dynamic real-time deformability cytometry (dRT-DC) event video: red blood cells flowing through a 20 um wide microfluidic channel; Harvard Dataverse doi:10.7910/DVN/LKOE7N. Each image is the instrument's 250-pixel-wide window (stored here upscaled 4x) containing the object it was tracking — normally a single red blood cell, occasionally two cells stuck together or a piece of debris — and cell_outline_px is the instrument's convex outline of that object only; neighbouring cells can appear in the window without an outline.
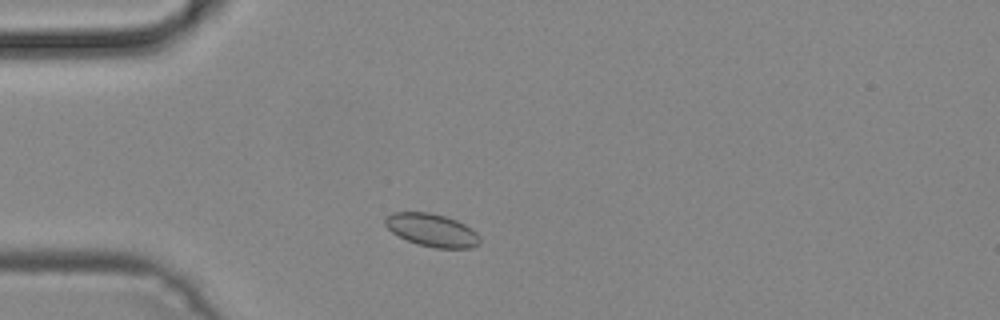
{"species": "common noctule bat (a hibernating species)", "species_latin": "Nyctalus noctula", "temperature_condition": "cold", "stored_images_in_passage": 42, "camera_frame_rate_fps": 3000, "um_per_image_px": 0.085, "animal": {"sex": "male", "body_mass_g": 19.2, "forearm_length_mm": 51.8}, "frame": {"image": 1, "passage_image": 6, "time_ms": 1.667, "image_size_px": [1000, 320], "cell_outline_px": [[480, 244], [472, 248], [436, 248], [420, 244], [408, 240], [392, 232], [384, 224], [384, 216], [392, 212], [428, 212], [444, 216], [456, 220], [472, 228], [480, 236]], "centroid_in_image_um": [36.72, 19.55], "position_along_channel_um": 48.3, "area_um2": 18.15}}
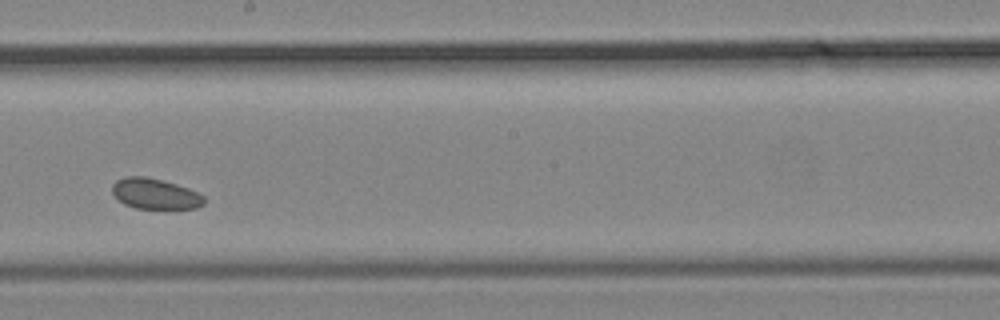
{"frame": {"image": 2, "passage_image": 21, "time_ms": 6.667, "image_size_px": [1000, 320], "cell_outline_px": [[204, 204], [196, 208], [136, 208], [124, 204], [112, 192], [112, 184], [116, 180], [128, 176], [144, 176], [176, 184], [188, 188], [204, 196]], "centroid_in_image_um": [13.17, 16.47], "position_along_channel_um": 235.0, "area_um2": 16.13}}
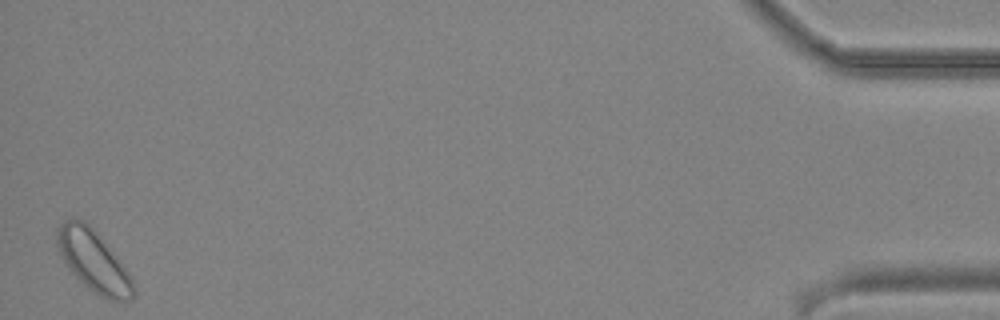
{"frame": {"image": 3, "passage_image": 42, "time_ms": 13.667, "image_size_px": [1000, 320], "cell_outline_px": [[136, 296], [132, 300], [108, 300], [100, 296], [88, 288], [72, 272], [64, 260], [56, 244], [56, 232], [60, 224], [64, 220], [72, 216], [84, 220], [92, 228], [132, 276], [136, 288]], "centroid_in_image_um": [7.97, 22.19], "position_along_channel_um": 427.2, "area_um2": 27.05}}